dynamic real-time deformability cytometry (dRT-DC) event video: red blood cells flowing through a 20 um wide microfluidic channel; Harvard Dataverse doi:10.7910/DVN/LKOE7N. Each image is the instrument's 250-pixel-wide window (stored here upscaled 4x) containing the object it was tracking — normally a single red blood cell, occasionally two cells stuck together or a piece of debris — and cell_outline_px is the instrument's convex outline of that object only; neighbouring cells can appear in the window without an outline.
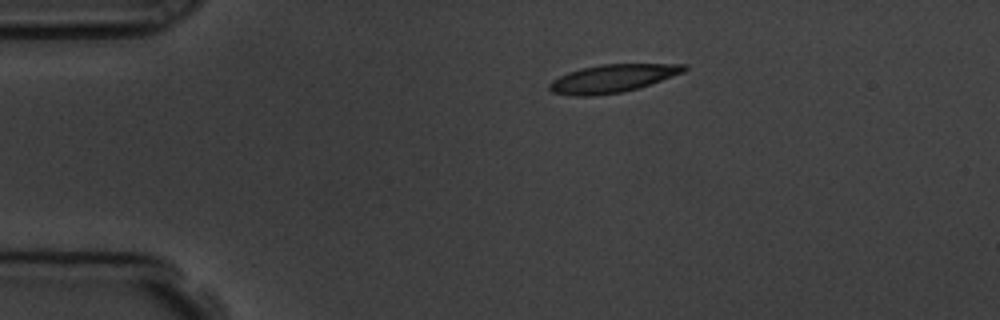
{"species": "common noctule bat (a hibernating species)", "species_latin": "Nyctalus noctula", "temperature_condition": "room temperature", "stored_images_in_passage": 44, "camera_frame_rate_fps": 3000, "um_per_image_px": 0.085, "animal": {"sex": "male", "body_mass_g": 19.5, "forearm_length_mm": 54.6}, "frame": {"image": 1, "passage_image": 1, "time_ms": 0.0, "image_size_px": [1000, 320], "cell_outline_px": [[688, 68], [684, 72], [636, 88], [620, 92], [592, 96], [572, 96], [552, 92], [548, 88], [548, 84], [552, 80], [568, 72], [580, 68], [600, 64], [688, 64]], "centroid_in_image_um": [52.01, 6.66], "position_along_channel_um": 33.0, "area_um2": 21.79}}
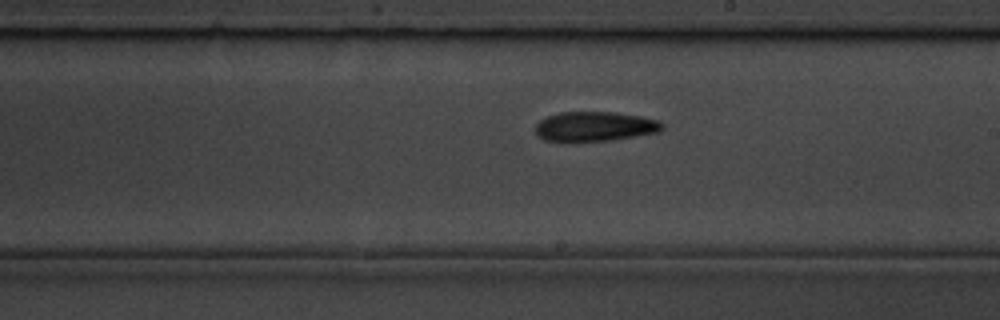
{"frame": {"image": 2, "passage_image": 21, "time_ms": 6.667, "image_size_px": [1000, 320], "cell_outline_px": [[664, 128], [660, 132], [612, 140], [560, 144], [544, 140], [536, 136], [536, 124], [540, 120], [548, 116], [560, 112], [616, 112], [640, 116], [660, 120], [664, 124]], "centroid_in_image_um": [50.53, 10.79], "position_along_channel_um": 238.5, "area_um2": 22.77}}
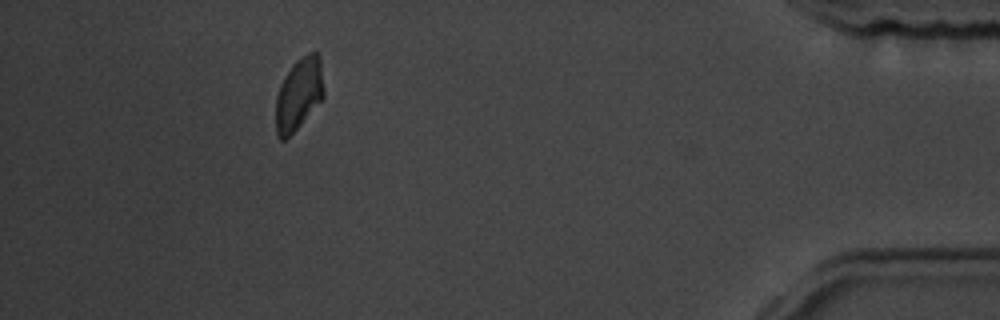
{"frame": {"image": 3, "passage_image": 39, "time_ms": 12.667, "image_size_px": [1000, 320], "cell_outline_px": [[324, 100], [284, 140], [280, 140], [276, 136], [276, 96], [280, 84], [284, 76], [292, 64], [296, 60], [308, 52], [316, 48], [320, 56], [324, 88]], "centroid_in_image_um": [25.42, 7.94], "position_along_channel_um": 409.8, "area_um2": 20.63}, "authors_computed_cell_mechanics": {"area_um2": 21.2993, "velocity_mm_per_s": 3.7956, "shape_relaxation_time_tau1_ms": 4.0741, "shape_relaxation_time_tau2_ms": 7.129, "deformation_change_tau1": 0.1249, "deformation_change_tau2": 0.1438}}